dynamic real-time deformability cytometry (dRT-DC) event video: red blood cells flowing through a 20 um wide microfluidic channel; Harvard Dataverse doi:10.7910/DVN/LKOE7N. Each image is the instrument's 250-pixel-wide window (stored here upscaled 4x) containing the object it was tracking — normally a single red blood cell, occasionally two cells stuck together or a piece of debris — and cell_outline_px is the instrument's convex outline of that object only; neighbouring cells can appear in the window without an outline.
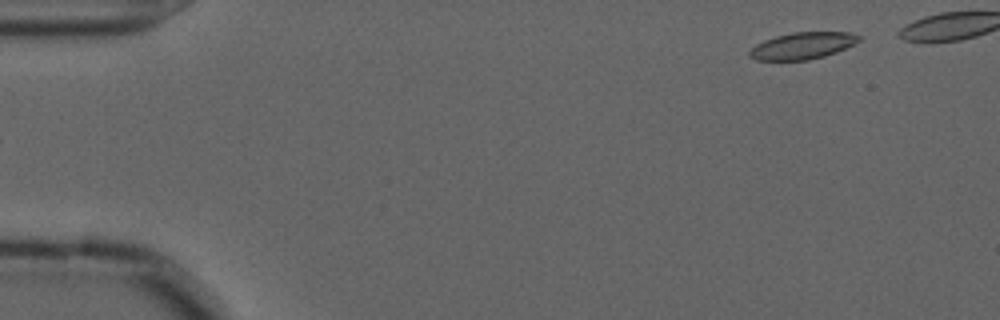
{"species": "common noctule bat (a hibernating species)", "species_latin": "Nyctalus noctula", "temperature_condition": "cold", "stored_images_in_passage": 45, "camera_frame_rate_fps": 3000, "um_per_image_px": 0.085, "animal": {"sex": "male", "forearm_length_mm": 52.5}, "frame": {"image": 1, "passage_image": 1, "time_ms": 0.0, "image_size_px": [1000, 320], "cell_outline_px": [[860, 40], [836, 52], [824, 56], [808, 60], [756, 60], [748, 56], [748, 52], [756, 44], [764, 40], [776, 36], [792, 32], [848, 32], [860, 36]], "centroid_in_image_um": [68.17, 3.89], "position_along_channel_um": 16.8, "area_um2": 16.94}}
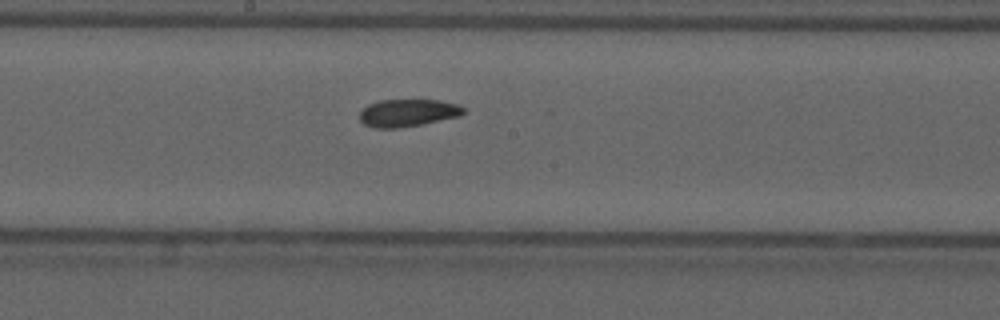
{"frame": {"image": 2, "passage_image": 26, "time_ms": 8.333, "image_size_px": [1000, 320], "cell_outline_px": [[464, 112], [460, 116], [400, 128], [376, 128], [364, 124], [360, 120], [360, 112], [368, 104], [380, 100], [440, 100], [456, 104], [464, 108]], "centroid_in_image_um": [34.64, 9.59], "position_along_channel_um": 213.6, "area_um2": 16.47}}
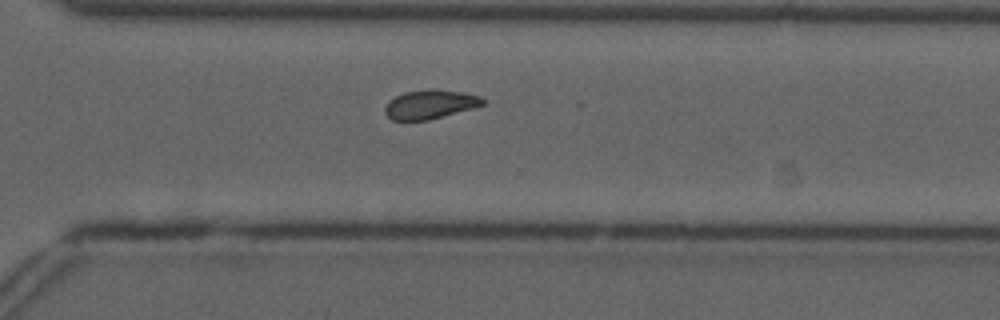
{"frame": {"image": 3, "passage_image": 36, "time_ms": 11.667, "image_size_px": [1000, 320], "cell_outline_px": [[484, 104], [472, 108], [428, 120], [392, 120], [384, 112], [384, 108], [388, 100], [404, 92], [432, 88], [436, 88], [464, 92], [480, 96], [484, 100]], "centroid_in_image_um": [36.53, 8.85], "position_along_channel_um": 334.1, "area_um2": 16.59}, "authors_computed_cell_mechanics": {"area_um2": 17.2244, "velocity_mm_per_s": 3.6225, "shape_relaxation_time_tau1_ms": 7.766, "shape_relaxation_time_tau2_ms": 3.7063, "deformation_change_tau1": 0.1304, "deformation_change_tau2": 0.0898}}